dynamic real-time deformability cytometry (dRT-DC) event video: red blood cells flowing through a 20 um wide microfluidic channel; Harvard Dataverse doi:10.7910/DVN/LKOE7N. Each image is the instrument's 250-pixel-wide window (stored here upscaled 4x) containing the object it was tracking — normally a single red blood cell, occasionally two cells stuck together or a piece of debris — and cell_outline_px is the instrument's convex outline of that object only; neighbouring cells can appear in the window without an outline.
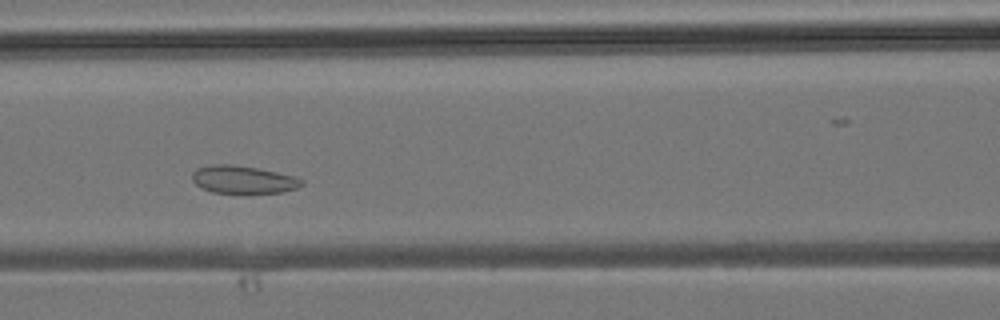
{"species": "common noctule bat (a hibernating species)", "species_latin": "Nyctalus noctula", "temperature_condition": "room temperature", "stored_images_in_passage": 35, "camera_frame_rate_fps": 3000, "um_per_image_px": 0.085, "animal": {"sex": "male", "body_mass_g": 19.2, "forearm_length_mm": 51.8}, "frame": {"image": 1, "passage_image": 12, "time_ms": 3.667, "image_size_px": [1000, 320], "cell_outline_px": [[304, 184], [296, 188], [280, 192], [212, 192], [200, 188], [192, 180], [192, 172], [196, 168], [212, 164], [232, 164], [256, 168], [296, 176], [304, 180]], "centroid_in_image_um": [20.64, 15.25], "position_along_channel_um": 146.0, "area_um2": 17.57}}
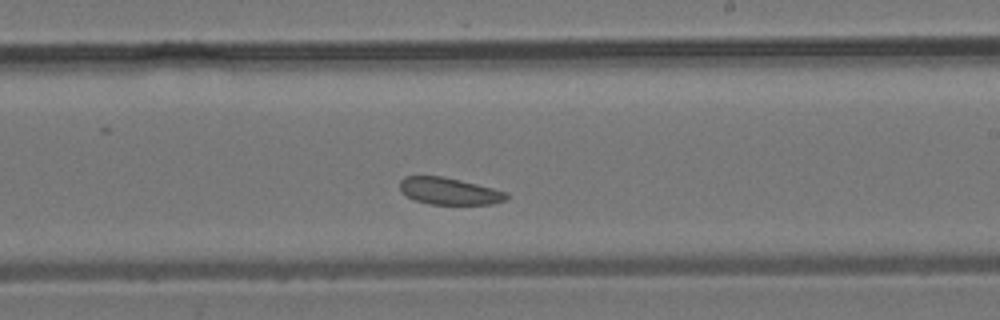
{"frame": {"image": 2, "passage_image": 18, "time_ms": 5.667, "image_size_px": [1000, 320], "cell_outline_px": [[508, 196], [504, 200], [492, 204], [428, 204], [416, 200], [400, 192], [400, 180], [404, 176], [440, 176], [460, 180], [508, 192]], "centroid_in_image_um": [38.16, 16.24], "position_along_channel_um": 250.8, "area_um2": 16.59}}
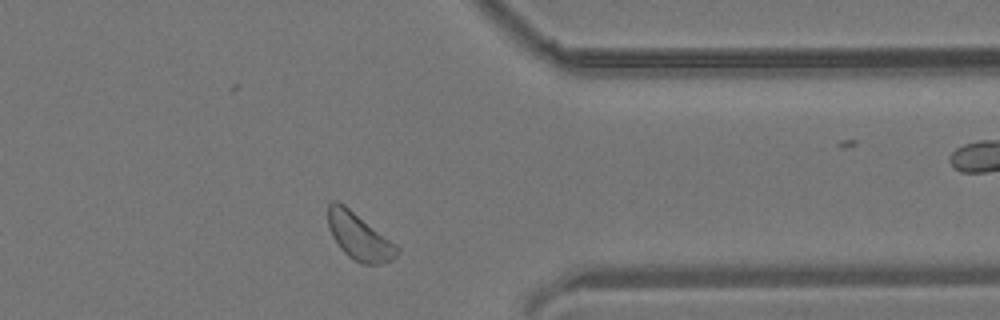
{"frame": {"image": 3, "passage_image": 26, "time_ms": 8.333, "image_size_px": [1000, 320], "cell_outline_px": [[400, 252], [392, 260], [380, 264], [364, 264], [352, 260], [340, 248], [332, 236], [328, 228], [328, 204], [332, 200], [336, 200], [344, 204], [396, 244], [400, 248]], "centroid_in_image_um": [30.52, 20.1], "position_along_channel_um": 380.9, "area_um2": 18.9}}